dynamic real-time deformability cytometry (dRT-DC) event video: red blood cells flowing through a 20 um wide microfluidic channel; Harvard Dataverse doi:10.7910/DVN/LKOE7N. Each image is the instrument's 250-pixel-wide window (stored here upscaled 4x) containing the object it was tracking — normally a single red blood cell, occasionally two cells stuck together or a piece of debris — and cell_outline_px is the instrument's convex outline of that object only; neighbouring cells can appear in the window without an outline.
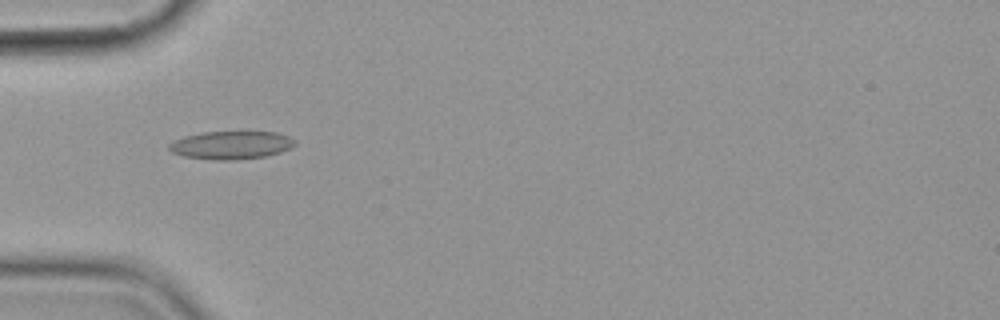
{"species": "common noctule bat (a hibernating species)", "species_latin": "Nyctalus noctula", "temperature_condition": "cold", "stored_images_in_passage": 6, "camera_frame_rate_fps": 3000, "um_per_image_px": 0.085, "animal": {"sex": "female", "body_mass_g": 19.9}, "frame": {"image": 1, "passage_image": 5, "time_ms": 5.667, "image_size_px": [1000, 320], "cell_outline_px": [[296, 144], [280, 152], [268, 156], [236, 160], [212, 160], [184, 156], [172, 152], [168, 148], [168, 144], [184, 136], [204, 132], [276, 132], [288, 136], [296, 140]], "centroid_in_image_um": [19.65, 12.34], "position_along_channel_um": 65.3, "area_um2": 20.58}}
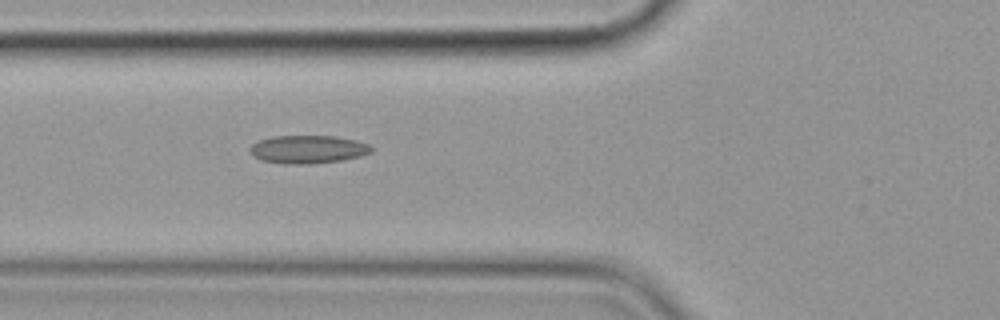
{"frame": {"image": 2, "passage_image": 6, "time_ms": 6.667, "image_size_px": [1000, 320], "cell_outline_px": [[372, 152], [360, 156], [340, 160], [308, 164], [284, 164], [260, 160], [252, 156], [248, 148], [252, 144], [260, 140], [272, 136], [336, 136], [356, 140], [368, 144], [372, 148]], "centroid_in_image_um": [26.13, 12.69], "position_along_channel_um": 99.7, "area_um2": 19.94}}